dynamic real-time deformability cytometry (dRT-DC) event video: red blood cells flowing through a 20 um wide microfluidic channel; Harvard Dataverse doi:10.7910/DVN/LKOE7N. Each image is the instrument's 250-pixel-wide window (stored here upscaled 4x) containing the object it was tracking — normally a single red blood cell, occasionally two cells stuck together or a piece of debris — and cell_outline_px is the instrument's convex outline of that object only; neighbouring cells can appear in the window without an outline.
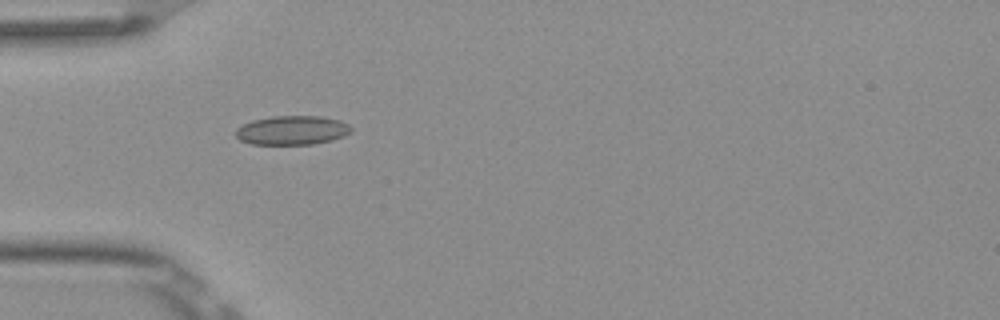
{"species": "Egyptian fruit bat (a non-hibernating species)", "species_latin": "Rousettus aegyptiacus", "temperature_condition": "room temperature", "stored_images_in_passage": 6, "camera_frame_rate_fps": 3000, "um_per_image_px": 0.085, "frame": {"image": 1, "passage_image": 5, "time_ms": 1.333, "image_size_px": [1000, 320], "cell_outline_px": [[352, 132], [344, 136], [332, 140], [312, 144], [252, 144], [240, 140], [236, 136], [236, 128], [252, 120], [272, 116], [320, 116], [340, 120], [348, 124], [352, 128]], "centroid_in_image_um": [24.85, 11.07], "position_along_channel_um": 60.2, "area_um2": 19.59}}
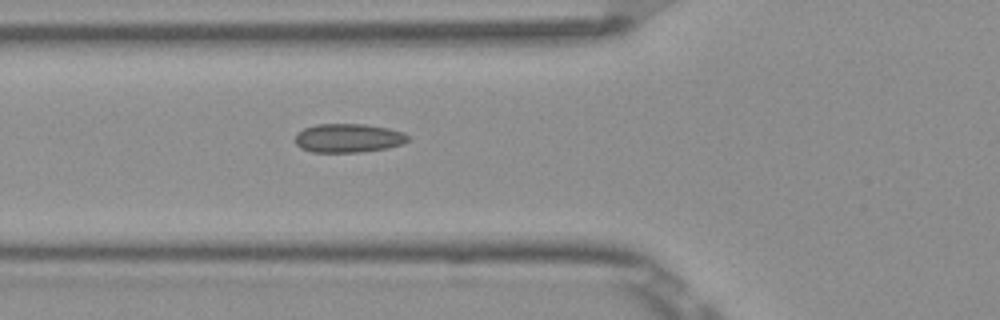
{"frame": {"image": 2, "passage_image": 6, "time_ms": 1.667, "image_size_px": [1000, 320], "cell_outline_px": [[408, 140], [404, 144], [388, 148], [360, 152], [312, 152], [300, 148], [296, 144], [296, 132], [304, 128], [316, 124], [364, 124], [388, 128], [404, 132], [408, 136]], "centroid_in_image_um": [29.61, 11.74], "position_along_channel_um": 96.2, "area_um2": 19.07}}